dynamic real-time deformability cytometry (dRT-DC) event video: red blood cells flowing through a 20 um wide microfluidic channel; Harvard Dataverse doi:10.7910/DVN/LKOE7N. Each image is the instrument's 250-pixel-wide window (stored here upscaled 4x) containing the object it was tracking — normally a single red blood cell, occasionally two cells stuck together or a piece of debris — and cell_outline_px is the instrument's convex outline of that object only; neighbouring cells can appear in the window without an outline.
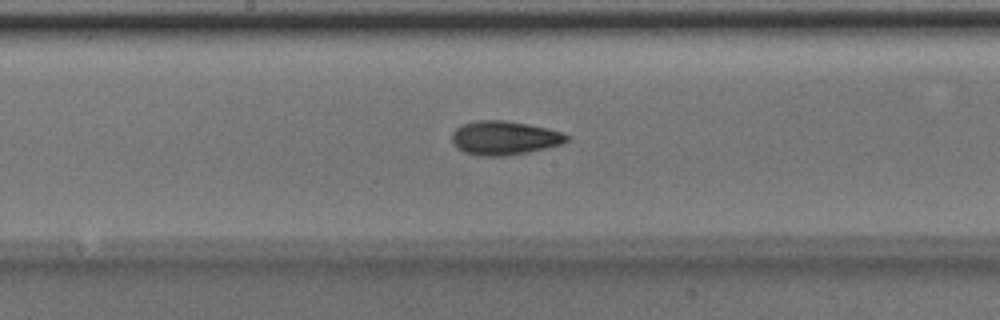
{"species": "Egyptian fruit bat (a non-hibernating species)", "species_latin": "Rousettus aegyptiacus", "temperature_condition": "room temperature", "stored_images_in_passage": 35, "camera_frame_rate_fps": 3000, "um_per_image_px": 0.085, "animal": {"sex": "male"}, "frame": {"image": 1, "passage_image": 11, "time_ms": 3.333, "image_size_px": [1000, 320], "cell_outline_px": [[568, 140], [560, 144], [528, 152], [504, 156], [480, 156], [464, 152], [452, 140], [452, 132], [460, 124], [476, 120], [504, 120], [528, 124], [548, 128], [564, 132], [568, 136]], "centroid_in_image_um": [42.86, 11.71], "position_along_channel_um": 205.3, "area_um2": 22.6}}
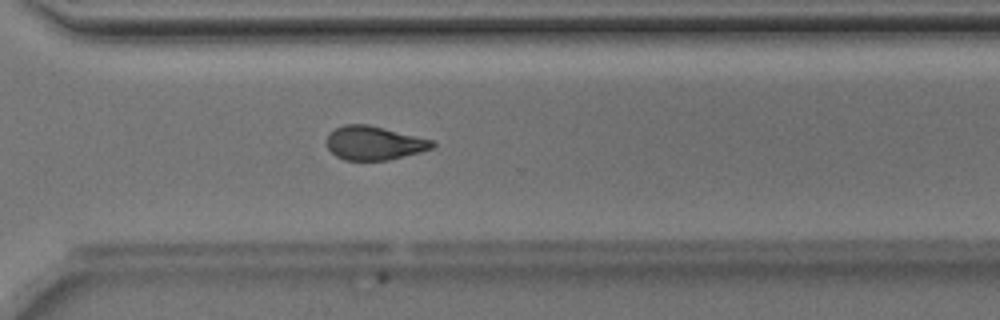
{"frame": {"image": 2, "passage_image": 21, "time_ms": 6.667, "image_size_px": [1000, 320], "cell_outline_px": [[436, 144], [432, 148], [420, 152], [388, 160], [344, 160], [336, 156], [328, 148], [328, 132], [344, 124], [368, 124], [436, 140]], "centroid_in_image_um": [31.83, 12.15], "position_along_channel_um": 338.8, "area_um2": 20.92}}
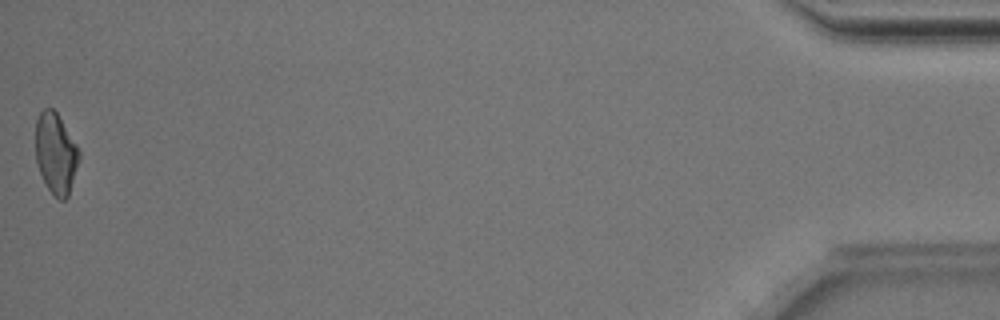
{"frame": {"image": 3, "passage_image": 35, "time_ms": 11.333, "image_size_px": [1000, 320], "cell_outline_px": [[80, 160], [68, 196], [64, 200], [60, 200], [48, 188], [40, 172], [36, 160], [36, 120], [40, 112], [44, 108], [52, 108], [56, 112], [76, 144], [80, 152]], "centroid_in_image_um": [4.75, 13.03], "position_along_channel_um": 430.4, "area_um2": 20.23}, "authors_computed_cell_mechanics": {"area_um2": 21.3282, "velocity_mm_per_s": 4.0222, "shape_relaxation_time_tau1_ms": 5.0004, "shape_relaxation_time_tau2_ms": 2.3413, "deformation_change_tau1": 0.1244, "deformation_change_tau2": 0.0885}}